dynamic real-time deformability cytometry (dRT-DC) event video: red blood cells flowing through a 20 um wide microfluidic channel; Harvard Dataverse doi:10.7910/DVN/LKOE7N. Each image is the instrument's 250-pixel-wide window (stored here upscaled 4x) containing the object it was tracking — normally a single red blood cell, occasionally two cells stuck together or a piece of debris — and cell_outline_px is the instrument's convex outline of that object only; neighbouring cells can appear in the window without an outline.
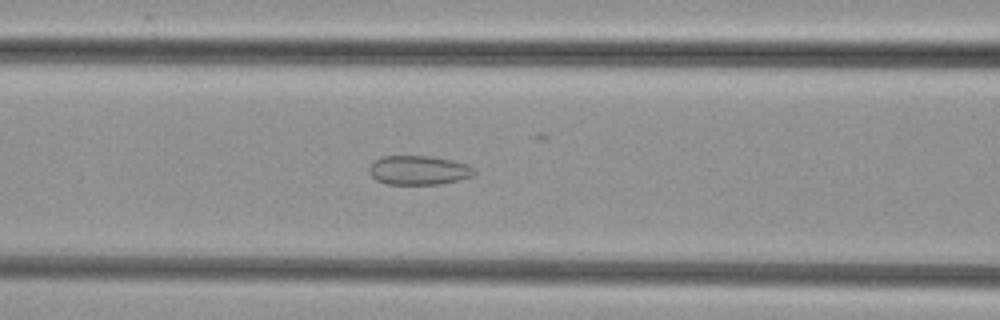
{"species": "common noctule bat (a hibernating species)", "species_latin": "Nyctalus noctula", "temperature_condition": "cold", "stored_images_in_passage": 48, "camera_frame_rate_fps": 3000, "um_per_image_px": 0.085, "animal": {"sex": "female", "body_mass_g": 29.2, "forearm_length_mm": 56.3}, "frame": {"image": 1, "passage_image": 23, "time_ms": 7.333, "image_size_px": [1000, 320], "cell_outline_px": [[476, 172], [472, 176], [440, 184], [388, 184], [376, 180], [368, 172], [368, 168], [372, 160], [384, 156], [428, 156], [452, 160], [468, 164]], "centroid_in_image_um": [35.54, 14.46], "position_along_channel_um": 131.1, "area_um2": 17.86}}
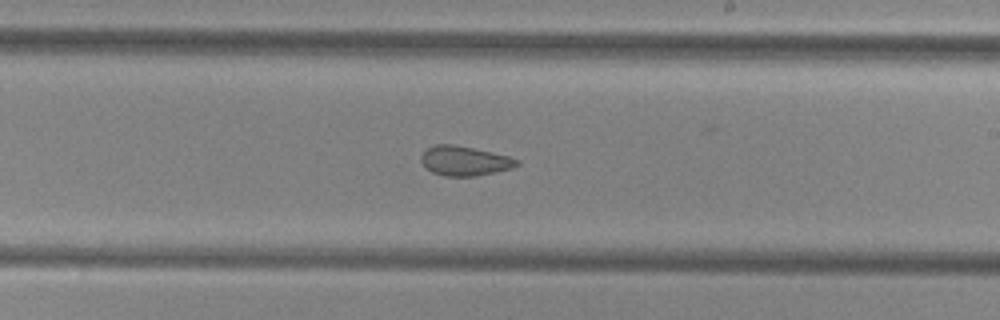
{"frame": {"image": 2, "passage_image": 32, "time_ms": 10.333, "image_size_px": [1000, 320], "cell_outline_px": [[520, 164], [512, 168], [476, 176], [444, 176], [432, 172], [424, 168], [420, 160], [420, 156], [428, 148], [436, 144], [452, 144], [472, 148], [508, 156], [520, 160]], "centroid_in_image_um": [39.46, 13.68], "position_along_channel_um": 249.5, "area_um2": 16.47}}
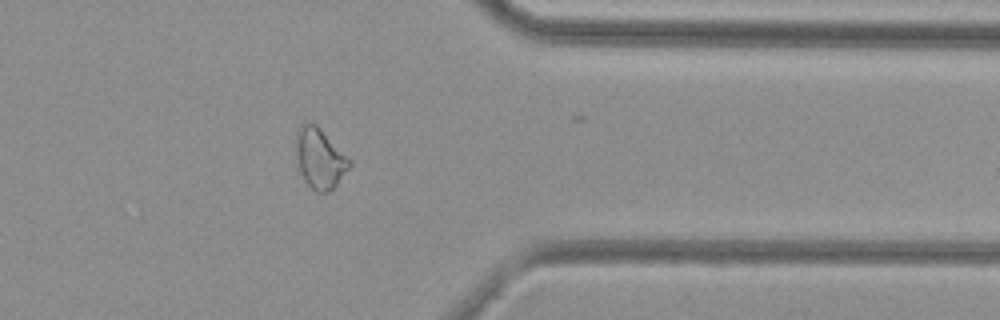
{"frame": {"image": 3, "passage_image": 43, "time_ms": 14.0, "image_size_px": [1000, 320], "cell_outline_px": [[352, 164], [336, 184], [328, 192], [316, 192], [304, 180], [300, 168], [296, 148], [296, 132], [304, 120], [308, 120], [316, 124], [352, 160]], "centroid_in_image_um": [27.19, 13.41], "position_along_channel_um": 384.2, "area_um2": 18.61}}